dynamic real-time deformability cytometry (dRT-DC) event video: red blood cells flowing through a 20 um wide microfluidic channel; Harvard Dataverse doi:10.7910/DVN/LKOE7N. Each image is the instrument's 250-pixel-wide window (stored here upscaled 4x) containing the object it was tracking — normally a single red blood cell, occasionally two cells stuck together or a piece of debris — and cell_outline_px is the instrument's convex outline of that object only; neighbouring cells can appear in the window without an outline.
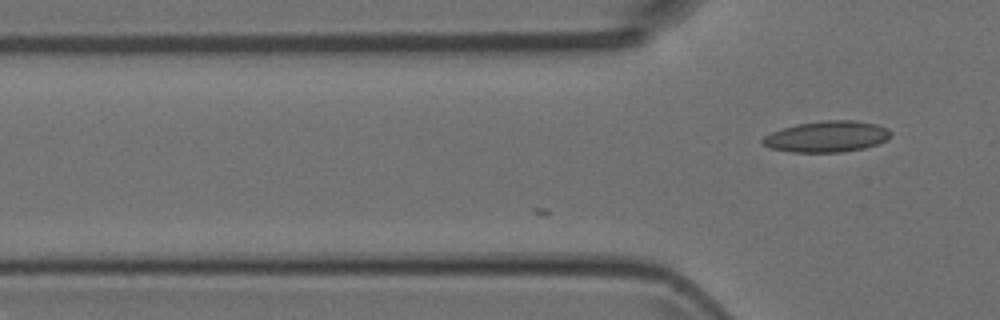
{"species": "Egyptian fruit bat (a non-hibernating species)", "species_latin": "Rousettus aegyptiacus", "temperature_condition": "room temperature", "stored_images_in_passage": 2, "camera_frame_rate_fps": 3000, "um_per_image_px": 0.085, "animal": {"sex": "female"}, "frame": {"image": 1, "passage_image": 2, "time_ms": 0.333, "image_size_px": [1000, 320], "cell_outline_px": [[892, 132], [888, 140], [864, 148], [840, 152], [792, 152], [772, 148], [764, 144], [760, 140], [764, 136], [772, 132], [796, 124], [824, 120], [852, 120], [876, 124], [888, 128]], "centroid_in_image_um": [70.31, 11.6], "position_along_channel_um": 55.5, "area_um2": 23.12}}